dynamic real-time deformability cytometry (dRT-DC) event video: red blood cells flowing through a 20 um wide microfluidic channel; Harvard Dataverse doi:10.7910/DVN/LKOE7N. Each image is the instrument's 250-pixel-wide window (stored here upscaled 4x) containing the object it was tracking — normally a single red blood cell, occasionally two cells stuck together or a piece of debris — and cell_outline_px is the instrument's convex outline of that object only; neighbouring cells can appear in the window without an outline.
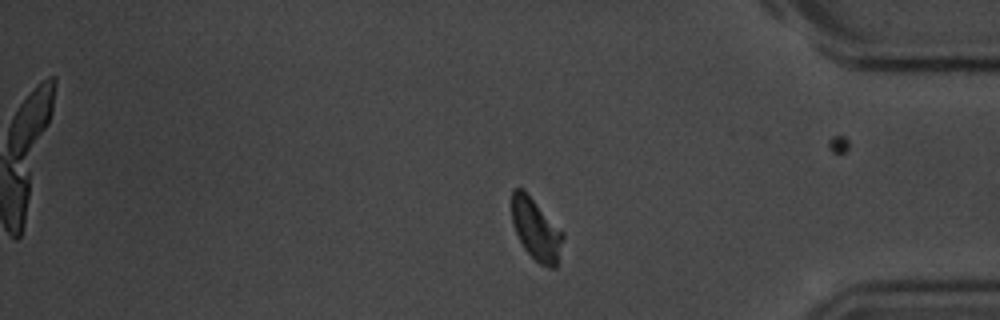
{"species": "common noctule bat (a hibernating species)", "species_latin": "Nyctalus noctula", "temperature_condition": "room temperature", "stored_images_in_passage": 15, "camera_frame_rate_fps": 3000, "um_per_image_px": 0.085, "animal": {"sex": "male", "body_mass_g": 20.1, "forearm_length_mm": 53.5}, "frame": {"image": 1, "passage_image": 15, "time_ms": 18.0, "image_size_px": [1000, 320], "cell_outline_px": [[564, 236], [556, 268], [548, 268], [540, 264], [524, 248], [516, 232], [512, 220], [512, 188], [524, 188], [564, 232]], "centroid_in_image_um": [45.58, 19.47], "position_along_channel_um": 389.6, "area_um2": 18.44}, "authors_computed_cell_mechanics": {"area_um2": 20.519, "velocity_mm_per_s": 3.6342, "shape_relaxation_time_tau1_ms": 3.6507, "shape_relaxation_time_tau2_ms": 8.3686, "deformation_change_tau1": 0.1337, "deformation_change_tau2": 0.1515}}